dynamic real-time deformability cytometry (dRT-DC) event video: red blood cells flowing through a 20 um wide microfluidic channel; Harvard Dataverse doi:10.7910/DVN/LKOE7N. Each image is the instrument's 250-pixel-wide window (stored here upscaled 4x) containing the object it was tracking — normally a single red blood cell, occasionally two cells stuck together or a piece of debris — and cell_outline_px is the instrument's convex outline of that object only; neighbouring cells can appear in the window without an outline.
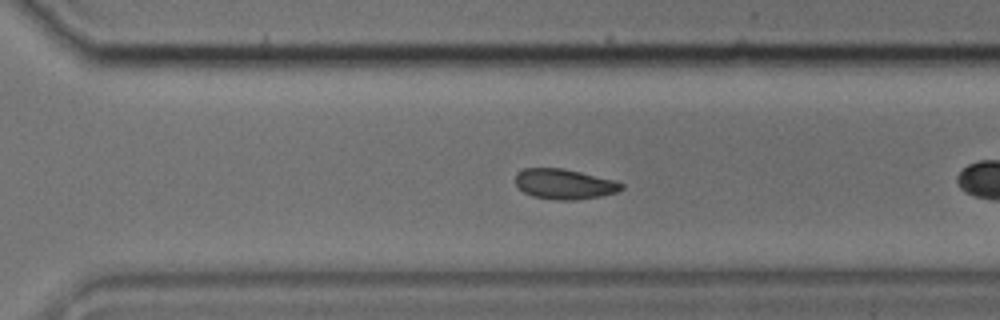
{"species": "common noctule bat (a hibernating species)", "species_latin": "Nyctalus noctula", "temperature_condition": "cold", "stored_images_in_passage": 38, "camera_frame_rate_fps": 3000, "um_per_image_px": 0.085, "animal": {"sex": "male", "body_mass_g": 17.9, "forearm_length_mm": 54.2}, "frame": {"image": 1, "passage_image": 22, "time_ms": 7.0, "image_size_px": [1000, 320], "cell_outline_px": [[624, 188], [616, 192], [600, 196], [576, 200], [556, 200], [532, 196], [524, 192], [516, 184], [516, 176], [524, 168], [564, 168], [616, 180], [624, 184]], "centroid_in_image_um": [48.01, 15.64], "position_along_channel_um": 322.6, "area_um2": 18.67}}
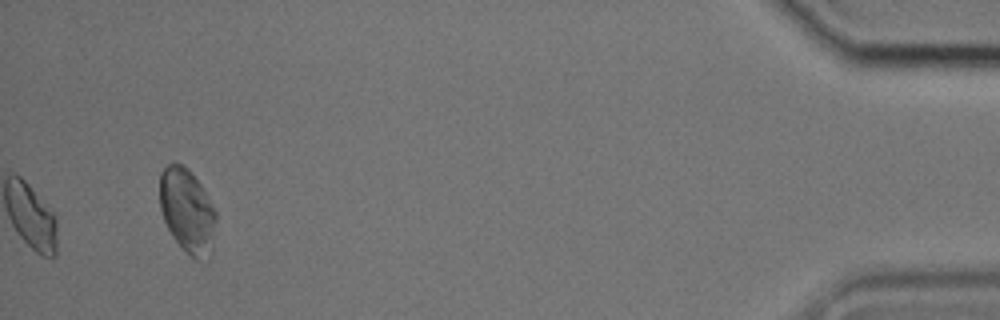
{"frame": {"image": 2, "passage_image": 38, "time_ms": 12.333, "image_size_px": [1000, 320], "cell_outline_px": [[216, 220], [212, 256], [208, 260], [196, 260], [172, 236], [164, 220], [160, 208], [160, 172], [172, 160], [176, 160], [184, 164], [192, 172], [208, 196], [216, 212]], "centroid_in_image_um": [15.93, 17.89], "position_along_channel_um": 419.3, "area_um2": 28.09}}